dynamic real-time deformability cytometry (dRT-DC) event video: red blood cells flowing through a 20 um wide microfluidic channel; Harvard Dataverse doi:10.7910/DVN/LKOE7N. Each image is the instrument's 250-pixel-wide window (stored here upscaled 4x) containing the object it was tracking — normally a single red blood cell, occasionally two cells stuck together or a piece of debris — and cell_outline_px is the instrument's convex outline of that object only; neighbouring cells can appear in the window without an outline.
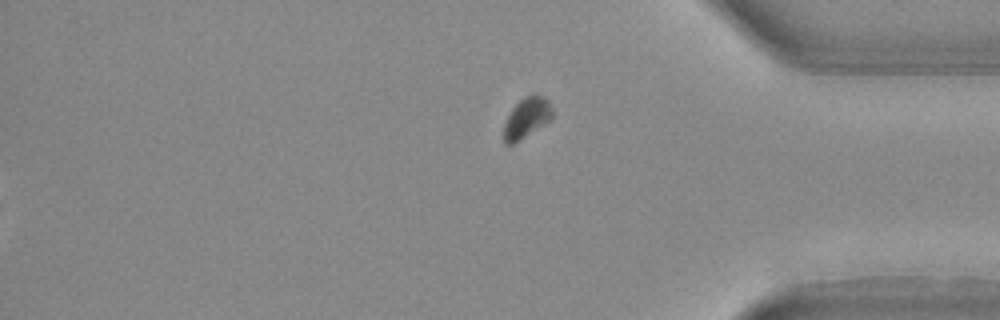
{"species": "Egyptian fruit bat (a non-hibernating species)", "species_latin": "Rousettus aegyptiacus", "temperature_condition": "warm", "stored_images_in_passage": 35, "segment_of_instrument_passage": [2, 2], "camera_frame_rate_fps": 3000, "um_per_image_px": 0.085, "animal": {"sex": "female"}, "frame": {"image": 1, "passage_image": 35, "time_ms": 11.333, "image_size_px": [1000, 320], "cell_outline_px": [[552, 120], [512, 144], [504, 144], [504, 124], [512, 108], [524, 96], [532, 92], [536, 92], [544, 96], [548, 100], [552, 108]], "centroid_in_image_um": [44.8, 9.96], "position_along_channel_um": 390.4, "area_um2": 11.56}}